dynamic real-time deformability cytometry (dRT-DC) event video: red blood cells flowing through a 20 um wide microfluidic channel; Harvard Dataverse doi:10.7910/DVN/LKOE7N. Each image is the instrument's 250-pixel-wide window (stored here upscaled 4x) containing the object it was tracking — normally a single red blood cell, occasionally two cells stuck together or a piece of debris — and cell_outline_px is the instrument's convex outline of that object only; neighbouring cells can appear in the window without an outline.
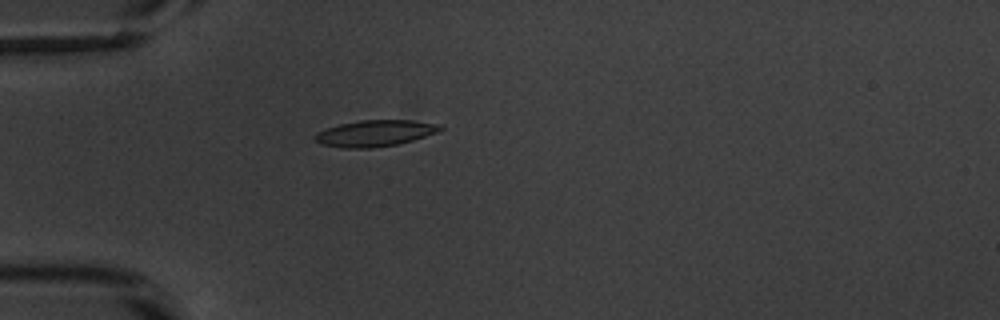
{"species": "common noctule bat (a hibernating species)", "species_latin": "Nyctalus noctula", "temperature_condition": "warm", "stored_images_in_passage": 53, "camera_frame_rate_fps": 3000, "um_per_image_px": 0.085, "animal": {"sex": "male", "body_mass_g": 20.1, "forearm_length_mm": 53.5}, "frame": {"image": 1, "passage_image": 16, "time_ms": 5.0, "image_size_px": [1000, 320], "cell_outline_px": [[444, 128], [440, 132], [412, 140], [396, 144], [372, 148], [340, 148], [320, 144], [312, 136], [316, 132], [324, 128], [340, 124], [360, 120], [412, 120], [444, 124]], "centroid_in_image_um": [31.88, 11.32], "position_along_channel_um": 53.1, "area_um2": 19.54}}
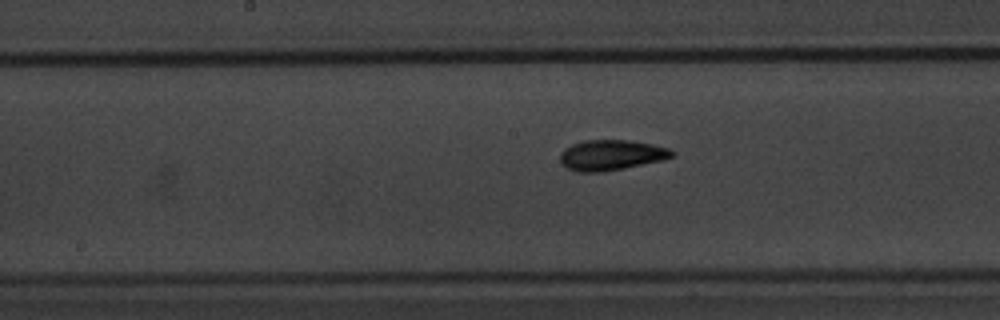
{"frame": {"image": 2, "passage_image": 28, "time_ms": 9.0, "image_size_px": [1000, 320], "cell_outline_px": [[676, 156], [660, 160], [624, 168], [600, 172], [576, 172], [560, 164], [560, 152], [564, 148], [572, 144], [584, 140], [628, 140], [652, 144], [672, 148], [676, 152]], "centroid_in_image_um": [51.95, 13.17], "position_along_channel_um": 196.2, "area_um2": 20.0}}
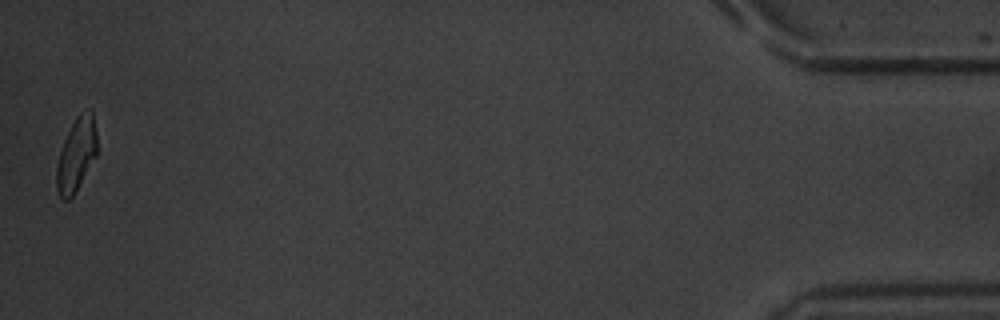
{"frame": {"image": 3, "passage_image": 53, "time_ms": 17.333, "image_size_px": [1000, 320], "cell_outline_px": [[96, 156], [72, 196], [68, 200], [64, 200], [60, 196], [56, 188], [56, 168], [60, 152], [64, 140], [76, 116], [80, 112], [88, 108], [92, 108], [96, 132]], "centroid_in_image_um": [6.49, 13.09], "position_along_channel_um": 428.7, "area_um2": 17.11}, "authors_computed_cell_mechanics": {"area_um2": 18.6116, "velocity_mm_per_s": 3.8353, "shape_relaxation_time_tau1_ms": 3.8901, "shape_relaxation_time_tau2_ms": 2.0375, "deformation_change_tau1": 0.1599, "deformation_change_tau2": 0.0774}}